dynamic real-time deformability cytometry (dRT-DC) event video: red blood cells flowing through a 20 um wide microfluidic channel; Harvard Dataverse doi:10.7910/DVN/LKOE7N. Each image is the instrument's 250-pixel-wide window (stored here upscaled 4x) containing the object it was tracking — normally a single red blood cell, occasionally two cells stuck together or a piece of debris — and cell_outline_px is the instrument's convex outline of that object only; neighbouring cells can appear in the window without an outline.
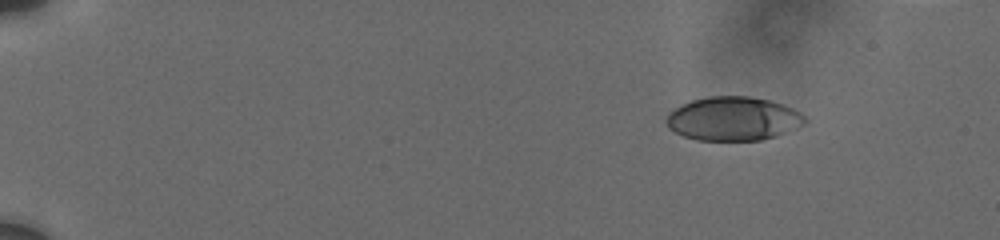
{"species": "human", "species_latin": "Homo sapiens", "temperature_condition": "cold", "stored_images_in_passage": 65, "camera_frame_rate_fps": 3000, "um_per_image_px": 0.085, "donor": {"sex": "male"}, "frame": {"image": 1, "passage_image": 1, "time_ms": 0.0, "image_size_px": [1000, 240], "cell_outline_px": [[808, 120], [804, 124], [796, 128], [776, 136], [760, 140], [696, 140], [684, 136], [668, 128], [664, 120], [668, 112], [692, 100], [708, 96], [748, 96], [768, 100], [792, 108], [800, 112]], "centroid_in_image_um": [62.3, 10.09], "position_along_channel_um": 22.7, "area_um2": 35.32}}
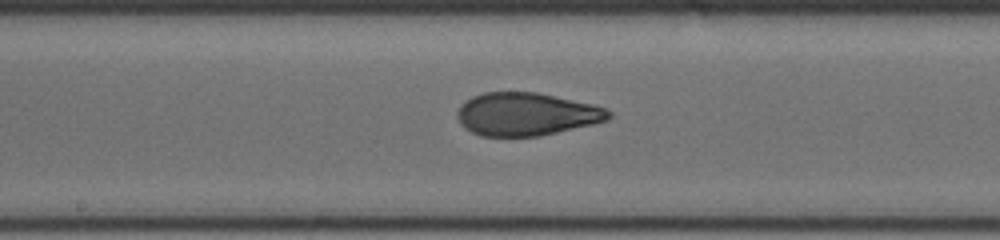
{"frame": {"image": 2, "passage_image": 34, "time_ms": 8.333, "image_size_px": [1000, 240], "cell_outline_px": [[612, 116], [608, 120], [592, 124], [540, 136], [480, 136], [464, 128], [460, 124], [456, 112], [460, 104], [464, 100], [472, 96], [484, 92], [536, 92], [592, 104], [604, 108], [612, 112]], "centroid_in_image_um": [44.7, 9.7], "position_along_channel_um": 203.5, "area_um2": 37.97}}
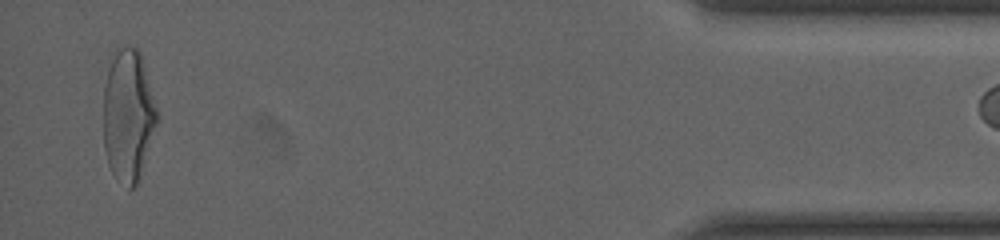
{"frame": {"image": 3, "passage_image": 64, "time_ms": 16.0, "image_size_px": [1000, 240], "cell_outline_px": [[156, 124], [136, 184], [132, 188], [128, 188], [116, 180], [108, 164], [104, 148], [104, 88], [108, 72], [116, 48], [136, 48], [140, 52], [156, 108]], "centroid_in_image_um": [10.86, 9.84], "position_along_channel_um": 424.3, "area_um2": 40.06}}